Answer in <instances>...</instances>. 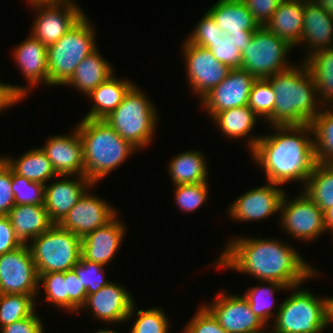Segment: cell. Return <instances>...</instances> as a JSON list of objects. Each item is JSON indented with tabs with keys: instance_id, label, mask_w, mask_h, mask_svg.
I'll return each instance as SVG.
<instances>
[{
	"instance_id": "cell-1",
	"label": "cell",
	"mask_w": 333,
	"mask_h": 333,
	"mask_svg": "<svg viewBox=\"0 0 333 333\" xmlns=\"http://www.w3.org/2000/svg\"><path fill=\"white\" fill-rule=\"evenodd\" d=\"M215 264L218 268L250 274L262 282L274 281L288 288L318 275L317 269L295 248L277 238H232Z\"/></svg>"
},
{
	"instance_id": "cell-2",
	"label": "cell",
	"mask_w": 333,
	"mask_h": 333,
	"mask_svg": "<svg viewBox=\"0 0 333 333\" xmlns=\"http://www.w3.org/2000/svg\"><path fill=\"white\" fill-rule=\"evenodd\" d=\"M274 133L263 135L251 151L252 159L262 168L267 182L307 183L317 163L310 124L271 126ZM310 134V135H309ZM312 134V135H311Z\"/></svg>"
},
{
	"instance_id": "cell-3",
	"label": "cell",
	"mask_w": 333,
	"mask_h": 333,
	"mask_svg": "<svg viewBox=\"0 0 333 333\" xmlns=\"http://www.w3.org/2000/svg\"><path fill=\"white\" fill-rule=\"evenodd\" d=\"M302 62L301 66L293 65L266 79L276 95L274 113L265 121L270 126L310 124L321 112L323 106L317 96L314 78Z\"/></svg>"
},
{
	"instance_id": "cell-4",
	"label": "cell",
	"mask_w": 333,
	"mask_h": 333,
	"mask_svg": "<svg viewBox=\"0 0 333 333\" xmlns=\"http://www.w3.org/2000/svg\"><path fill=\"white\" fill-rule=\"evenodd\" d=\"M76 128L83 145L85 177L95 185L137 152L103 119L83 118Z\"/></svg>"
},
{
	"instance_id": "cell-5",
	"label": "cell",
	"mask_w": 333,
	"mask_h": 333,
	"mask_svg": "<svg viewBox=\"0 0 333 333\" xmlns=\"http://www.w3.org/2000/svg\"><path fill=\"white\" fill-rule=\"evenodd\" d=\"M299 286L290 287L291 294L278 306L272 333H321L330 326L329 297L318 298Z\"/></svg>"
},
{
	"instance_id": "cell-6",
	"label": "cell",
	"mask_w": 333,
	"mask_h": 333,
	"mask_svg": "<svg viewBox=\"0 0 333 333\" xmlns=\"http://www.w3.org/2000/svg\"><path fill=\"white\" fill-rule=\"evenodd\" d=\"M156 112L153 102L134 84L121 104L103 120L139 150L152 142L158 124Z\"/></svg>"
},
{
	"instance_id": "cell-7",
	"label": "cell",
	"mask_w": 333,
	"mask_h": 333,
	"mask_svg": "<svg viewBox=\"0 0 333 333\" xmlns=\"http://www.w3.org/2000/svg\"><path fill=\"white\" fill-rule=\"evenodd\" d=\"M86 14L56 43L47 47L48 85H64L77 65L97 47L94 25Z\"/></svg>"
},
{
	"instance_id": "cell-8",
	"label": "cell",
	"mask_w": 333,
	"mask_h": 333,
	"mask_svg": "<svg viewBox=\"0 0 333 333\" xmlns=\"http://www.w3.org/2000/svg\"><path fill=\"white\" fill-rule=\"evenodd\" d=\"M30 244L38 274L72 270L81 258V239L58 224H53Z\"/></svg>"
},
{
	"instance_id": "cell-9",
	"label": "cell",
	"mask_w": 333,
	"mask_h": 333,
	"mask_svg": "<svg viewBox=\"0 0 333 333\" xmlns=\"http://www.w3.org/2000/svg\"><path fill=\"white\" fill-rule=\"evenodd\" d=\"M293 48L286 40L265 26H260L254 32L249 46L242 51L240 68L256 79H267L293 66L286 58Z\"/></svg>"
},
{
	"instance_id": "cell-10",
	"label": "cell",
	"mask_w": 333,
	"mask_h": 333,
	"mask_svg": "<svg viewBox=\"0 0 333 333\" xmlns=\"http://www.w3.org/2000/svg\"><path fill=\"white\" fill-rule=\"evenodd\" d=\"M28 2L36 11L30 34L47 47L56 43L85 15L73 0H31Z\"/></svg>"
},
{
	"instance_id": "cell-11",
	"label": "cell",
	"mask_w": 333,
	"mask_h": 333,
	"mask_svg": "<svg viewBox=\"0 0 333 333\" xmlns=\"http://www.w3.org/2000/svg\"><path fill=\"white\" fill-rule=\"evenodd\" d=\"M287 196L285 192L279 220L289 235L299 241L309 242L326 233L324 212L303 191L292 200Z\"/></svg>"
},
{
	"instance_id": "cell-12",
	"label": "cell",
	"mask_w": 333,
	"mask_h": 333,
	"mask_svg": "<svg viewBox=\"0 0 333 333\" xmlns=\"http://www.w3.org/2000/svg\"><path fill=\"white\" fill-rule=\"evenodd\" d=\"M39 275L28 244L0 255V294L37 295Z\"/></svg>"
},
{
	"instance_id": "cell-13",
	"label": "cell",
	"mask_w": 333,
	"mask_h": 333,
	"mask_svg": "<svg viewBox=\"0 0 333 333\" xmlns=\"http://www.w3.org/2000/svg\"><path fill=\"white\" fill-rule=\"evenodd\" d=\"M182 46L188 83L193 93L201 100L228 76L231 68L218 62L207 48L189 43L187 40Z\"/></svg>"
},
{
	"instance_id": "cell-14",
	"label": "cell",
	"mask_w": 333,
	"mask_h": 333,
	"mask_svg": "<svg viewBox=\"0 0 333 333\" xmlns=\"http://www.w3.org/2000/svg\"><path fill=\"white\" fill-rule=\"evenodd\" d=\"M204 306L227 333H262L267 327L243 295L220 292L210 305Z\"/></svg>"
},
{
	"instance_id": "cell-15",
	"label": "cell",
	"mask_w": 333,
	"mask_h": 333,
	"mask_svg": "<svg viewBox=\"0 0 333 333\" xmlns=\"http://www.w3.org/2000/svg\"><path fill=\"white\" fill-rule=\"evenodd\" d=\"M256 80L242 68L231 69L228 76L201 99L209 118L216 113L248 105L251 88Z\"/></svg>"
},
{
	"instance_id": "cell-16",
	"label": "cell",
	"mask_w": 333,
	"mask_h": 333,
	"mask_svg": "<svg viewBox=\"0 0 333 333\" xmlns=\"http://www.w3.org/2000/svg\"><path fill=\"white\" fill-rule=\"evenodd\" d=\"M115 283L110 281L97 292L87 295L78 314L83 308H87L91 310L93 318L109 324L131 319L135 313L136 303L127 289Z\"/></svg>"
},
{
	"instance_id": "cell-17",
	"label": "cell",
	"mask_w": 333,
	"mask_h": 333,
	"mask_svg": "<svg viewBox=\"0 0 333 333\" xmlns=\"http://www.w3.org/2000/svg\"><path fill=\"white\" fill-rule=\"evenodd\" d=\"M86 190L75 206L58 224L61 228L69 230L80 239L97 228L108 223L117 213L110 202L89 194Z\"/></svg>"
},
{
	"instance_id": "cell-18",
	"label": "cell",
	"mask_w": 333,
	"mask_h": 333,
	"mask_svg": "<svg viewBox=\"0 0 333 333\" xmlns=\"http://www.w3.org/2000/svg\"><path fill=\"white\" fill-rule=\"evenodd\" d=\"M279 184L267 182L243 193L232 202L228 214L233 220L257 221L280 213V205L286 191Z\"/></svg>"
},
{
	"instance_id": "cell-19",
	"label": "cell",
	"mask_w": 333,
	"mask_h": 333,
	"mask_svg": "<svg viewBox=\"0 0 333 333\" xmlns=\"http://www.w3.org/2000/svg\"><path fill=\"white\" fill-rule=\"evenodd\" d=\"M61 180L45 184L44 207L53 224H59L90 187L95 186L85 176L59 175Z\"/></svg>"
},
{
	"instance_id": "cell-20",
	"label": "cell",
	"mask_w": 333,
	"mask_h": 333,
	"mask_svg": "<svg viewBox=\"0 0 333 333\" xmlns=\"http://www.w3.org/2000/svg\"><path fill=\"white\" fill-rule=\"evenodd\" d=\"M40 148L58 175L85 176L83 145L76 126L71 135L49 137Z\"/></svg>"
},
{
	"instance_id": "cell-21",
	"label": "cell",
	"mask_w": 333,
	"mask_h": 333,
	"mask_svg": "<svg viewBox=\"0 0 333 333\" xmlns=\"http://www.w3.org/2000/svg\"><path fill=\"white\" fill-rule=\"evenodd\" d=\"M116 214L104 226L81 239V256L90 262L106 266L116 255L125 236L126 227Z\"/></svg>"
},
{
	"instance_id": "cell-22",
	"label": "cell",
	"mask_w": 333,
	"mask_h": 333,
	"mask_svg": "<svg viewBox=\"0 0 333 333\" xmlns=\"http://www.w3.org/2000/svg\"><path fill=\"white\" fill-rule=\"evenodd\" d=\"M13 58L28 82L24 87V97L32 87L44 83L48 85L47 46L29 35L26 40L14 47Z\"/></svg>"
},
{
	"instance_id": "cell-23",
	"label": "cell",
	"mask_w": 333,
	"mask_h": 333,
	"mask_svg": "<svg viewBox=\"0 0 333 333\" xmlns=\"http://www.w3.org/2000/svg\"><path fill=\"white\" fill-rule=\"evenodd\" d=\"M304 22L301 44L308 46L307 57L314 52L333 47V18L313 0H304Z\"/></svg>"
},
{
	"instance_id": "cell-24",
	"label": "cell",
	"mask_w": 333,
	"mask_h": 333,
	"mask_svg": "<svg viewBox=\"0 0 333 333\" xmlns=\"http://www.w3.org/2000/svg\"><path fill=\"white\" fill-rule=\"evenodd\" d=\"M207 12L225 34L254 33L260 27L242 0H218Z\"/></svg>"
},
{
	"instance_id": "cell-25",
	"label": "cell",
	"mask_w": 333,
	"mask_h": 333,
	"mask_svg": "<svg viewBox=\"0 0 333 333\" xmlns=\"http://www.w3.org/2000/svg\"><path fill=\"white\" fill-rule=\"evenodd\" d=\"M303 19L304 0H282L264 26L296 47L301 42Z\"/></svg>"
},
{
	"instance_id": "cell-26",
	"label": "cell",
	"mask_w": 333,
	"mask_h": 333,
	"mask_svg": "<svg viewBox=\"0 0 333 333\" xmlns=\"http://www.w3.org/2000/svg\"><path fill=\"white\" fill-rule=\"evenodd\" d=\"M8 217L16 237L22 244H28L29 239L32 241L53 225L44 205H15Z\"/></svg>"
},
{
	"instance_id": "cell-27",
	"label": "cell",
	"mask_w": 333,
	"mask_h": 333,
	"mask_svg": "<svg viewBox=\"0 0 333 333\" xmlns=\"http://www.w3.org/2000/svg\"><path fill=\"white\" fill-rule=\"evenodd\" d=\"M113 73V66L100 55L96 48L77 65L74 74L64 85L75 87L81 93L89 95Z\"/></svg>"
},
{
	"instance_id": "cell-28",
	"label": "cell",
	"mask_w": 333,
	"mask_h": 333,
	"mask_svg": "<svg viewBox=\"0 0 333 333\" xmlns=\"http://www.w3.org/2000/svg\"><path fill=\"white\" fill-rule=\"evenodd\" d=\"M258 118L256 113L246 105L216 113L211 119L222 130L221 132L230 138L242 139L247 136L246 139L248 141L246 143H248V148L251 152L261 138V136L255 137L252 135L251 137L248 135L251 134L250 131L255 127Z\"/></svg>"
},
{
	"instance_id": "cell-29",
	"label": "cell",
	"mask_w": 333,
	"mask_h": 333,
	"mask_svg": "<svg viewBox=\"0 0 333 333\" xmlns=\"http://www.w3.org/2000/svg\"><path fill=\"white\" fill-rule=\"evenodd\" d=\"M133 85L134 83L128 79H117L113 74L88 95L94 104L83 118L105 119L121 104L124 96Z\"/></svg>"
},
{
	"instance_id": "cell-30",
	"label": "cell",
	"mask_w": 333,
	"mask_h": 333,
	"mask_svg": "<svg viewBox=\"0 0 333 333\" xmlns=\"http://www.w3.org/2000/svg\"><path fill=\"white\" fill-rule=\"evenodd\" d=\"M12 171L19 176L25 177L32 182H38L45 185L54 177L58 179L52 163L41 148H31L25 154L14 160L12 157L1 156Z\"/></svg>"
},
{
	"instance_id": "cell-31",
	"label": "cell",
	"mask_w": 333,
	"mask_h": 333,
	"mask_svg": "<svg viewBox=\"0 0 333 333\" xmlns=\"http://www.w3.org/2000/svg\"><path fill=\"white\" fill-rule=\"evenodd\" d=\"M202 153L200 150H188L170 160L168 173L174 186L208 181L207 162Z\"/></svg>"
},
{
	"instance_id": "cell-32",
	"label": "cell",
	"mask_w": 333,
	"mask_h": 333,
	"mask_svg": "<svg viewBox=\"0 0 333 333\" xmlns=\"http://www.w3.org/2000/svg\"><path fill=\"white\" fill-rule=\"evenodd\" d=\"M303 59L314 78L320 102L333 107V47L318 50Z\"/></svg>"
},
{
	"instance_id": "cell-33",
	"label": "cell",
	"mask_w": 333,
	"mask_h": 333,
	"mask_svg": "<svg viewBox=\"0 0 333 333\" xmlns=\"http://www.w3.org/2000/svg\"><path fill=\"white\" fill-rule=\"evenodd\" d=\"M303 192L323 211L333 206V164L316 163Z\"/></svg>"
},
{
	"instance_id": "cell-34",
	"label": "cell",
	"mask_w": 333,
	"mask_h": 333,
	"mask_svg": "<svg viewBox=\"0 0 333 333\" xmlns=\"http://www.w3.org/2000/svg\"><path fill=\"white\" fill-rule=\"evenodd\" d=\"M310 125L314 136L316 161L333 164V107L330 106L329 110L322 108Z\"/></svg>"
},
{
	"instance_id": "cell-35",
	"label": "cell",
	"mask_w": 333,
	"mask_h": 333,
	"mask_svg": "<svg viewBox=\"0 0 333 333\" xmlns=\"http://www.w3.org/2000/svg\"><path fill=\"white\" fill-rule=\"evenodd\" d=\"M263 283H268L269 286H253L251 289H247L245 295L243 294V296L249 302L250 309L254 312V314L268 326L270 319L273 316L276 317L277 313L275 312H278V308L275 309L277 311L272 310L275 306L273 294L280 289L290 290V288L274 281H263Z\"/></svg>"
},
{
	"instance_id": "cell-36",
	"label": "cell",
	"mask_w": 333,
	"mask_h": 333,
	"mask_svg": "<svg viewBox=\"0 0 333 333\" xmlns=\"http://www.w3.org/2000/svg\"><path fill=\"white\" fill-rule=\"evenodd\" d=\"M35 296L0 294V328L30 316L36 308Z\"/></svg>"
},
{
	"instance_id": "cell-37",
	"label": "cell",
	"mask_w": 333,
	"mask_h": 333,
	"mask_svg": "<svg viewBox=\"0 0 333 333\" xmlns=\"http://www.w3.org/2000/svg\"><path fill=\"white\" fill-rule=\"evenodd\" d=\"M275 96L272 85L266 79H257L252 85L248 106L259 118L267 121L274 113Z\"/></svg>"
},
{
	"instance_id": "cell-38",
	"label": "cell",
	"mask_w": 333,
	"mask_h": 333,
	"mask_svg": "<svg viewBox=\"0 0 333 333\" xmlns=\"http://www.w3.org/2000/svg\"><path fill=\"white\" fill-rule=\"evenodd\" d=\"M39 275V288H44L46 301L68 311V293H66V272H50ZM41 282V283H40Z\"/></svg>"
},
{
	"instance_id": "cell-39",
	"label": "cell",
	"mask_w": 333,
	"mask_h": 333,
	"mask_svg": "<svg viewBox=\"0 0 333 333\" xmlns=\"http://www.w3.org/2000/svg\"><path fill=\"white\" fill-rule=\"evenodd\" d=\"M208 182L182 184L175 187V203L184 212H193L209 198Z\"/></svg>"
},
{
	"instance_id": "cell-40",
	"label": "cell",
	"mask_w": 333,
	"mask_h": 333,
	"mask_svg": "<svg viewBox=\"0 0 333 333\" xmlns=\"http://www.w3.org/2000/svg\"><path fill=\"white\" fill-rule=\"evenodd\" d=\"M12 192L15 205L34 204L44 205L45 185L32 182L12 171Z\"/></svg>"
},
{
	"instance_id": "cell-41",
	"label": "cell",
	"mask_w": 333,
	"mask_h": 333,
	"mask_svg": "<svg viewBox=\"0 0 333 333\" xmlns=\"http://www.w3.org/2000/svg\"><path fill=\"white\" fill-rule=\"evenodd\" d=\"M130 333H169V321L162 308L138 310Z\"/></svg>"
},
{
	"instance_id": "cell-42",
	"label": "cell",
	"mask_w": 333,
	"mask_h": 333,
	"mask_svg": "<svg viewBox=\"0 0 333 333\" xmlns=\"http://www.w3.org/2000/svg\"><path fill=\"white\" fill-rule=\"evenodd\" d=\"M73 270L86 288L87 295L97 292L110 282L105 279L104 265L87 261L82 256Z\"/></svg>"
},
{
	"instance_id": "cell-43",
	"label": "cell",
	"mask_w": 333,
	"mask_h": 333,
	"mask_svg": "<svg viewBox=\"0 0 333 333\" xmlns=\"http://www.w3.org/2000/svg\"><path fill=\"white\" fill-rule=\"evenodd\" d=\"M204 48L209 49L218 62L229 66L231 69L241 67L242 52L236 47L230 34H225L222 39L214 42H206Z\"/></svg>"
},
{
	"instance_id": "cell-44",
	"label": "cell",
	"mask_w": 333,
	"mask_h": 333,
	"mask_svg": "<svg viewBox=\"0 0 333 333\" xmlns=\"http://www.w3.org/2000/svg\"><path fill=\"white\" fill-rule=\"evenodd\" d=\"M224 36L225 33L217 26L213 17L206 11L194 28L193 33L186 40L189 43L204 47L206 42H214L222 39Z\"/></svg>"
},
{
	"instance_id": "cell-45",
	"label": "cell",
	"mask_w": 333,
	"mask_h": 333,
	"mask_svg": "<svg viewBox=\"0 0 333 333\" xmlns=\"http://www.w3.org/2000/svg\"><path fill=\"white\" fill-rule=\"evenodd\" d=\"M195 313L185 326L183 333H227L204 305Z\"/></svg>"
},
{
	"instance_id": "cell-46",
	"label": "cell",
	"mask_w": 333,
	"mask_h": 333,
	"mask_svg": "<svg viewBox=\"0 0 333 333\" xmlns=\"http://www.w3.org/2000/svg\"><path fill=\"white\" fill-rule=\"evenodd\" d=\"M66 293H68V312L78 313L85 303L87 290L73 269L66 271Z\"/></svg>"
},
{
	"instance_id": "cell-47",
	"label": "cell",
	"mask_w": 333,
	"mask_h": 333,
	"mask_svg": "<svg viewBox=\"0 0 333 333\" xmlns=\"http://www.w3.org/2000/svg\"><path fill=\"white\" fill-rule=\"evenodd\" d=\"M11 181L12 169L0 156V215H8L15 206Z\"/></svg>"
},
{
	"instance_id": "cell-48",
	"label": "cell",
	"mask_w": 333,
	"mask_h": 333,
	"mask_svg": "<svg viewBox=\"0 0 333 333\" xmlns=\"http://www.w3.org/2000/svg\"><path fill=\"white\" fill-rule=\"evenodd\" d=\"M254 19L260 26H264L277 10L282 0H242Z\"/></svg>"
},
{
	"instance_id": "cell-49",
	"label": "cell",
	"mask_w": 333,
	"mask_h": 333,
	"mask_svg": "<svg viewBox=\"0 0 333 333\" xmlns=\"http://www.w3.org/2000/svg\"><path fill=\"white\" fill-rule=\"evenodd\" d=\"M40 316L34 311L30 316L0 328L2 333H44Z\"/></svg>"
},
{
	"instance_id": "cell-50",
	"label": "cell",
	"mask_w": 333,
	"mask_h": 333,
	"mask_svg": "<svg viewBox=\"0 0 333 333\" xmlns=\"http://www.w3.org/2000/svg\"><path fill=\"white\" fill-rule=\"evenodd\" d=\"M8 215H0V255L20 247Z\"/></svg>"
},
{
	"instance_id": "cell-51",
	"label": "cell",
	"mask_w": 333,
	"mask_h": 333,
	"mask_svg": "<svg viewBox=\"0 0 333 333\" xmlns=\"http://www.w3.org/2000/svg\"><path fill=\"white\" fill-rule=\"evenodd\" d=\"M21 100H24V86L3 84L0 81V113Z\"/></svg>"
},
{
	"instance_id": "cell-52",
	"label": "cell",
	"mask_w": 333,
	"mask_h": 333,
	"mask_svg": "<svg viewBox=\"0 0 333 333\" xmlns=\"http://www.w3.org/2000/svg\"><path fill=\"white\" fill-rule=\"evenodd\" d=\"M253 34L254 33H237L231 35V39L235 42L236 47L242 52L249 46Z\"/></svg>"
},
{
	"instance_id": "cell-53",
	"label": "cell",
	"mask_w": 333,
	"mask_h": 333,
	"mask_svg": "<svg viewBox=\"0 0 333 333\" xmlns=\"http://www.w3.org/2000/svg\"><path fill=\"white\" fill-rule=\"evenodd\" d=\"M324 219L326 232L330 231V233H332L331 235L333 236V206L324 212Z\"/></svg>"
},
{
	"instance_id": "cell-54",
	"label": "cell",
	"mask_w": 333,
	"mask_h": 333,
	"mask_svg": "<svg viewBox=\"0 0 333 333\" xmlns=\"http://www.w3.org/2000/svg\"><path fill=\"white\" fill-rule=\"evenodd\" d=\"M316 4L326 10V13L333 18V0H313Z\"/></svg>"
},
{
	"instance_id": "cell-55",
	"label": "cell",
	"mask_w": 333,
	"mask_h": 333,
	"mask_svg": "<svg viewBox=\"0 0 333 333\" xmlns=\"http://www.w3.org/2000/svg\"><path fill=\"white\" fill-rule=\"evenodd\" d=\"M329 316H330V323L333 324V296L329 297Z\"/></svg>"
},
{
	"instance_id": "cell-56",
	"label": "cell",
	"mask_w": 333,
	"mask_h": 333,
	"mask_svg": "<svg viewBox=\"0 0 333 333\" xmlns=\"http://www.w3.org/2000/svg\"><path fill=\"white\" fill-rule=\"evenodd\" d=\"M95 333H118L117 331L115 330H112V329H100L98 331H96ZM120 333V332H119Z\"/></svg>"
}]
</instances>
